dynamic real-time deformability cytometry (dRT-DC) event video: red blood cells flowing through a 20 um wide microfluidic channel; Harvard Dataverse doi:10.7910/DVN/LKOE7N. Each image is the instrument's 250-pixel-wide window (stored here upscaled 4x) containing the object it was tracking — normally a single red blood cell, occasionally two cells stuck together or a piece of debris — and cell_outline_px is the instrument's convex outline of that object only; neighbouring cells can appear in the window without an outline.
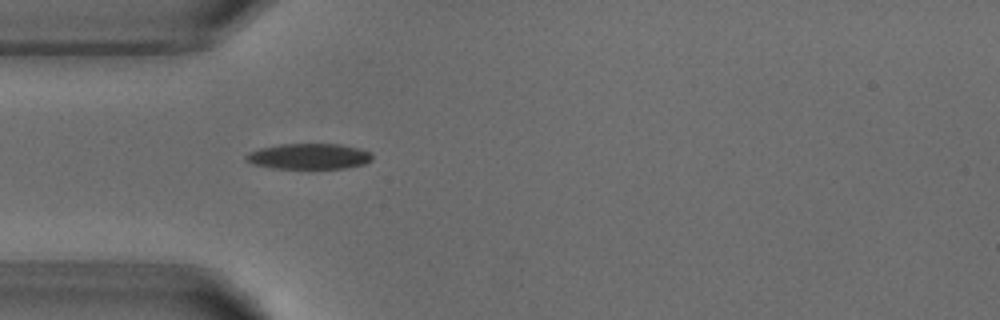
{"species": "common noctule bat (a hibernating species)", "species_latin": "Nyctalus noctula", "temperature_condition": "warm", "stored_images_in_passage": 1, "camera_frame_rate_fps": 3000, "um_per_image_px": 0.085, "animal": {"sex": "male", "body_mass_g": 18.8}, "frame": {"image": 1, "passage_image": 1, "time_ms": 0.0, "image_size_px": [1000, 320], "cell_outline_px": [[372, 160], [364, 164], [344, 168], [272, 168], [252, 164], [244, 160], [244, 156], [248, 152], [260, 148], [280, 144], [340, 144], [356, 148], [368, 152], [372, 156]], "centroid_in_image_um": [26.19, 13.29], "position_along_channel_um": 58.8, "area_um2": 18.79}}